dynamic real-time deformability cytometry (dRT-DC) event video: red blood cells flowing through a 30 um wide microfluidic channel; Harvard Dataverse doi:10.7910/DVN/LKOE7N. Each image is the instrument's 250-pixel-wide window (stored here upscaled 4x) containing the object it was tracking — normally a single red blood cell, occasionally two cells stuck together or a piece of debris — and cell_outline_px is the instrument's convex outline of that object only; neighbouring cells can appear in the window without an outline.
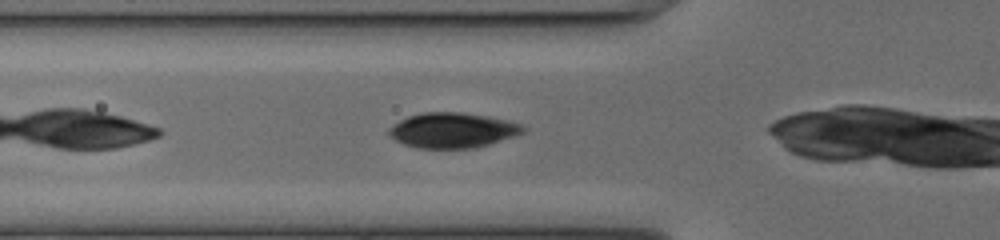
{"species": "common noctule bat (a hibernating species)", "species_latin": "Nyctalus noctula", "temperature_condition": "cold", "stored_images_in_passage": 27, "camera_frame_rate_fps": 3000, "um_per_image_px": 0.085, "animal": {"sex": "female", "body_mass_g": 17.0, "forearm_length_mm": 48.0}, "frame": {"image": 1, "passage_image": 3, "time_ms": 0.667, "image_size_px": [1000, 240], "cell_outline_px": [[528, 128], [524, 132], [476, 148], [416, 148], [404, 144], [396, 140], [388, 132], [388, 128], [400, 120], [408, 116], [424, 112], [460, 112], [488, 116], [508, 120], [520, 124]], "centroid_in_image_um": [38.47, 11.07], "position_along_channel_um": 87.3, "area_um2": 27.34}}
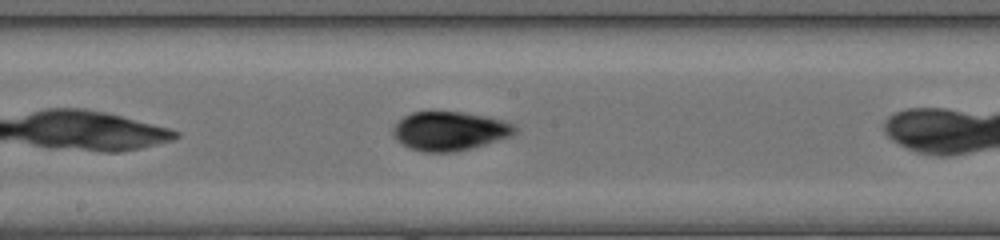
{"frame": {"image": 2, "passage_image": 12, "time_ms": 3.667, "image_size_px": [1000, 240], "cell_outline_px": [[520, 128], [512, 136], [472, 148], [452, 152], [424, 152], [408, 148], [396, 140], [392, 132], [392, 128], [404, 116], [412, 112], [464, 112], [488, 116], [504, 120], [516, 124]], "centroid_in_image_um": [38.26, 11.13], "position_along_channel_um": 209.9, "area_um2": 27.98}}
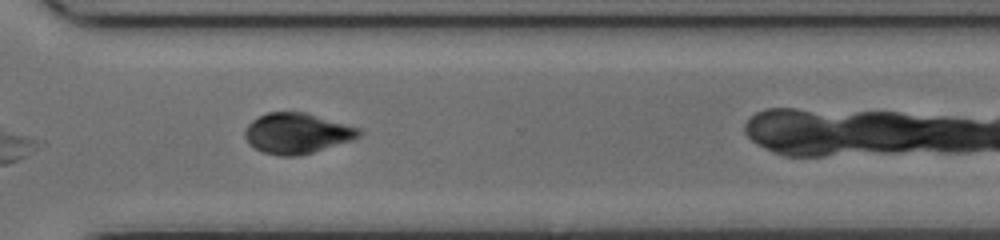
{"frame": {"image": 3, "passage_image": 22, "time_ms": 7.0, "image_size_px": [1000, 240], "cell_outline_px": [[364, 132], [360, 136], [352, 140], [300, 156], [280, 156], [264, 152], [248, 144], [244, 136], [244, 132], [248, 124], [252, 120], [268, 112], [304, 112], [360, 128]], "centroid_in_image_um": [25.24, 11.34], "position_along_channel_um": 345.4, "area_um2": 26.88}}